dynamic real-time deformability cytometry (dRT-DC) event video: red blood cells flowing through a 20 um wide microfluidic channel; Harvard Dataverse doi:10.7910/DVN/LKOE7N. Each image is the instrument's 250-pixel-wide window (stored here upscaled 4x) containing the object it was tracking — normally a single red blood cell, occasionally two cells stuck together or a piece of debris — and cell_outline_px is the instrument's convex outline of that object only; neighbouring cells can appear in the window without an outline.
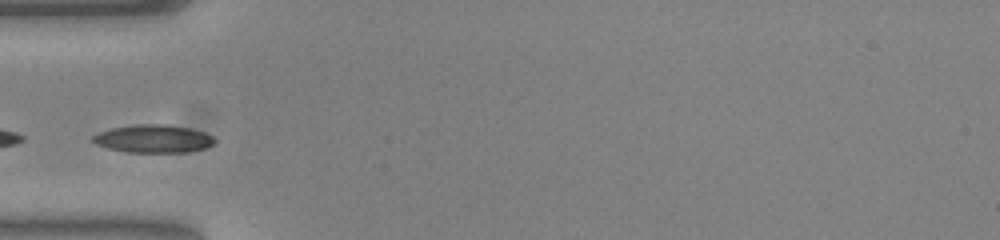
{"species": "common noctule bat (a hibernating species)", "species_latin": "Nyctalus noctula", "temperature_condition": "warm", "stored_images_in_passage": 28, "camera_frame_rate_fps": 3000, "um_per_image_px": 0.085, "animal": {"sex": "female", "body_mass_g": 23.0, "forearm_length_mm": 53.4}, "frame": {"image": 1, "passage_image": 1, "time_ms": 0.0, "image_size_px": [1000, 240], "cell_outline_px": [[216, 140], [212, 144], [204, 148], [188, 152], [128, 152], [108, 148], [96, 144], [92, 140], [92, 136], [100, 132], [112, 128], [132, 124], [164, 124], [188, 128], [204, 132], [212, 136]], "centroid_in_image_um": [13.02, 11.79], "position_along_channel_um": 72.0, "area_um2": 19.71}}
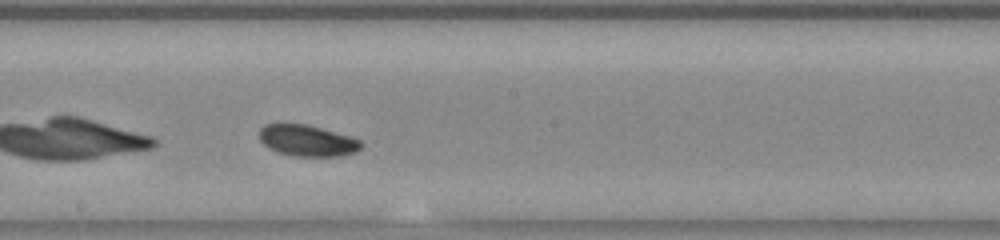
{"frame": {"image": 2, "passage_image": 13, "time_ms": 4.0, "image_size_px": [1000, 240], "cell_outline_px": [[364, 144], [356, 152], [340, 156], [296, 156], [276, 152], [268, 148], [260, 140], [260, 128], [264, 124], [308, 124], [348, 136], [360, 140]], "centroid_in_image_um": [26.11, 11.95], "position_along_channel_um": 222.1, "area_um2": 18.5}}